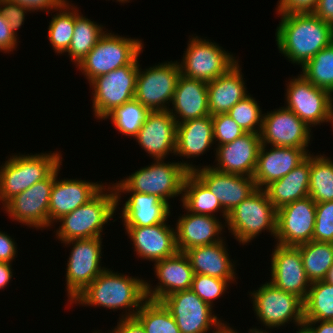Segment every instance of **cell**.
<instances>
[{
  "mask_svg": "<svg viewBox=\"0 0 333 333\" xmlns=\"http://www.w3.org/2000/svg\"><path fill=\"white\" fill-rule=\"evenodd\" d=\"M281 21L275 37L279 53L302 67L333 42V25L313 13H277Z\"/></svg>",
  "mask_w": 333,
  "mask_h": 333,
  "instance_id": "1",
  "label": "cell"
},
{
  "mask_svg": "<svg viewBox=\"0 0 333 333\" xmlns=\"http://www.w3.org/2000/svg\"><path fill=\"white\" fill-rule=\"evenodd\" d=\"M146 300L145 280L106 268L70 304L102 306L113 311L125 308L121 318H134Z\"/></svg>",
  "mask_w": 333,
  "mask_h": 333,
  "instance_id": "2",
  "label": "cell"
},
{
  "mask_svg": "<svg viewBox=\"0 0 333 333\" xmlns=\"http://www.w3.org/2000/svg\"><path fill=\"white\" fill-rule=\"evenodd\" d=\"M154 162V163H153ZM152 164L142 167L117 183L111 184L115 191H135L156 195L170 205L169 199L183 192V182L188 172L198 167L191 162H165L156 159Z\"/></svg>",
  "mask_w": 333,
  "mask_h": 333,
  "instance_id": "3",
  "label": "cell"
},
{
  "mask_svg": "<svg viewBox=\"0 0 333 333\" xmlns=\"http://www.w3.org/2000/svg\"><path fill=\"white\" fill-rule=\"evenodd\" d=\"M107 186L88 203L77 207L73 212L56 221L61 223L55 234L61 243L76 239L102 237L104 225L115 216L114 213L117 211L114 187L110 184Z\"/></svg>",
  "mask_w": 333,
  "mask_h": 333,
  "instance_id": "4",
  "label": "cell"
},
{
  "mask_svg": "<svg viewBox=\"0 0 333 333\" xmlns=\"http://www.w3.org/2000/svg\"><path fill=\"white\" fill-rule=\"evenodd\" d=\"M59 152L15 154L0 166V201L4 206L10 199L32 185L46 179L61 163Z\"/></svg>",
  "mask_w": 333,
  "mask_h": 333,
  "instance_id": "5",
  "label": "cell"
},
{
  "mask_svg": "<svg viewBox=\"0 0 333 333\" xmlns=\"http://www.w3.org/2000/svg\"><path fill=\"white\" fill-rule=\"evenodd\" d=\"M142 40L106 32L93 49L76 65L90 83L94 78L108 74L128 64H139L143 51Z\"/></svg>",
  "mask_w": 333,
  "mask_h": 333,
  "instance_id": "6",
  "label": "cell"
},
{
  "mask_svg": "<svg viewBox=\"0 0 333 333\" xmlns=\"http://www.w3.org/2000/svg\"><path fill=\"white\" fill-rule=\"evenodd\" d=\"M276 222L277 210L269 201L266 191L256 189L228 213L225 225L235 240L246 245L265 230L275 238Z\"/></svg>",
  "mask_w": 333,
  "mask_h": 333,
  "instance_id": "7",
  "label": "cell"
},
{
  "mask_svg": "<svg viewBox=\"0 0 333 333\" xmlns=\"http://www.w3.org/2000/svg\"><path fill=\"white\" fill-rule=\"evenodd\" d=\"M254 313L266 329H274L290 322L304 323L303 301L294 294L275 287L271 282L261 284L250 292Z\"/></svg>",
  "mask_w": 333,
  "mask_h": 333,
  "instance_id": "8",
  "label": "cell"
},
{
  "mask_svg": "<svg viewBox=\"0 0 333 333\" xmlns=\"http://www.w3.org/2000/svg\"><path fill=\"white\" fill-rule=\"evenodd\" d=\"M193 36L188 41L182 61L178 62L183 76L210 82L225 74L238 62V58L231 52H226L216 42Z\"/></svg>",
  "mask_w": 333,
  "mask_h": 333,
  "instance_id": "9",
  "label": "cell"
},
{
  "mask_svg": "<svg viewBox=\"0 0 333 333\" xmlns=\"http://www.w3.org/2000/svg\"><path fill=\"white\" fill-rule=\"evenodd\" d=\"M142 70L139 64L134 99L149 111L168 110L181 75L178 61H165Z\"/></svg>",
  "mask_w": 333,
  "mask_h": 333,
  "instance_id": "10",
  "label": "cell"
},
{
  "mask_svg": "<svg viewBox=\"0 0 333 333\" xmlns=\"http://www.w3.org/2000/svg\"><path fill=\"white\" fill-rule=\"evenodd\" d=\"M139 64H128L94 78L90 83L93 92V114L99 120L117 107L134 99Z\"/></svg>",
  "mask_w": 333,
  "mask_h": 333,
  "instance_id": "11",
  "label": "cell"
},
{
  "mask_svg": "<svg viewBox=\"0 0 333 333\" xmlns=\"http://www.w3.org/2000/svg\"><path fill=\"white\" fill-rule=\"evenodd\" d=\"M102 239L93 237L62 242L65 246L72 244L66 269V291L71 302L106 268L101 264Z\"/></svg>",
  "mask_w": 333,
  "mask_h": 333,
  "instance_id": "12",
  "label": "cell"
},
{
  "mask_svg": "<svg viewBox=\"0 0 333 333\" xmlns=\"http://www.w3.org/2000/svg\"><path fill=\"white\" fill-rule=\"evenodd\" d=\"M161 302L170 311L181 333H208L212 328V333H219L227 325L191 289L172 293Z\"/></svg>",
  "mask_w": 333,
  "mask_h": 333,
  "instance_id": "13",
  "label": "cell"
},
{
  "mask_svg": "<svg viewBox=\"0 0 333 333\" xmlns=\"http://www.w3.org/2000/svg\"><path fill=\"white\" fill-rule=\"evenodd\" d=\"M287 83V109L292 110L309 127L328 122L333 104V96L329 91L313 85L301 74Z\"/></svg>",
  "mask_w": 333,
  "mask_h": 333,
  "instance_id": "14",
  "label": "cell"
},
{
  "mask_svg": "<svg viewBox=\"0 0 333 333\" xmlns=\"http://www.w3.org/2000/svg\"><path fill=\"white\" fill-rule=\"evenodd\" d=\"M55 170L44 180L10 199L3 207L13 221L36 229L49 227V200Z\"/></svg>",
  "mask_w": 333,
  "mask_h": 333,
  "instance_id": "15",
  "label": "cell"
},
{
  "mask_svg": "<svg viewBox=\"0 0 333 333\" xmlns=\"http://www.w3.org/2000/svg\"><path fill=\"white\" fill-rule=\"evenodd\" d=\"M311 128L285 104L279 109L263 114L260 132L261 144L277 147L308 149Z\"/></svg>",
  "mask_w": 333,
  "mask_h": 333,
  "instance_id": "16",
  "label": "cell"
},
{
  "mask_svg": "<svg viewBox=\"0 0 333 333\" xmlns=\"http://www.w3.org/2000/svg\"><path fill=\"white\" fill-rule=\"evenodd\" d=\"M316 203L306 197L277 210L276 244L298 246L313 241Z\"/></svg>",
  "mask_w": 333,
  "mask_h": 333,
  "instance_id": "17",
  "label": "cell"
},
{
  "mask_svg": "<svg viewBox=\"0 0 333 333\" xmlns=\"http://www.w3.org/2000/svg\"><path fill=\"white\" fill-rule=\"evenodd\" d=\"M271 255V278L275 287L305 301L311 282L308 280L297 246L276 244Z\"/></svg>",
  "mask_w": 333,
  "mask_h": 333,
  "instance_id": "18",
  "label": "cell"
},
{
  "mask_svg": "<svg viewBox=\"0 0 333 333\" xmlns=\"http://www.w3.org/2000/svg\"><path fill=\"white\" fill-rule=\"evenodd\" d=\"M61 165L55 169V180L49 200V227L54 226L62 216L88 203L105 187V183L89 182L77 178L58 180Z\"/></svg>",
  "mask_w": 333,
  "mask_h": 333,
  "instance_id": "19",
  "label": "cell"
},
{
  "mask_svg": "<svg viewBox=\"0 0 333 333\" xmlns=\"http://www.w3.org/2000/svg\"><path fill=\"white\" fill-rule=\"evenodd\" d=\"M193 173L219 200L223 209L230 213L257 189L252 176L221 173L208 166H197Z\"/></svg>",
  "mask_w": 333,
  "mask_h": 333,
  "instance_id": "20",
  "label": "cell"
},
{
  "mask_svg": "<svg viewBox=\"0 0 333 333\" xmlns=\"http://www.w3.org/2000/svg\"><path fill=\"white\" fill-rule=\"evenodd\" d=\"M176 128L177 123L168 110L149 111L134 139L148 156L165 160L170 153L175 155Z\"/></svg>",
  "mask_w": 333,
  "mask_h": 333,
  "instance_id": "21",
  "label": "cell"
},
{
  "mask_svg": "<svg viewBox=\"0 0 333 333\" xmlns=\"http://www.w3.org/2000/svg\"><path fill=\"white\" fill-rule=\"evenodd\" d=\"M155 275L159 283L152 285L145 280V293L149 300L162 301L166 296L189 290L194 278V271L189 258L184 252H177L154 263Z\"/></svg>",
  "mask_w": 333,
  "mask_h": 333,
  "instance_id": "22",
  "label": "cell"
},
{
  "mask_svg": "<svg viewBox=\"0 0 333 333\" xmlns=\"http://www.w3.org/2000/svg\"><path fill=\"white\" fill-rule=\"evenodd\" d=\"M260 146V134L245 133L232 142L216 146V165L211 167L221 173L253 177Z\"/></svg>",
  "mask_w": 333,
  "mask_h": 333,
  "instance_id": "23",
  "label": "cell"
},
{
  "mask_svg": "<svg viewBox=\"0 0 333 333\" xmlns=\"http://www.w3.org/2000/svg\"><path fill=\"white\" fill-rule=\"evenodd\" d=\"M261 144L253 179L257 189H264L271 182L281 179L302 163L310 154L308 149L277 147Z\"/></svg>",
  "mask_w": 333,
  "mask_h": 333,
  "instance_id": "24",
  "label": "cell"
},
{
  "mask_svg": "<svg viewBox=\"0 0 333 333\" xmlns=\"http://www.w3.org/2000/svg\"><path fill=\"white\" fill-rule=\"evenodd\" d=\"M167 222L147 227H125L139 258L154 263L178 252L176 230Z\"/></svg>",
  "mask_w": 333,
  "mask_h": 333,
  "instance_id": "25",
  "label": "cell"
},
{
  "mask_svg": "<svg viewBox=\"0 0 333 333\" xmlns=\"http://www.w3.org/2000/svg\"><path fill=\"white\" fill-rule=\"evenodd\" d=\"M117 207L121 203V196L129 194L130 197L123 204L120 211L124 227H147L167 222L170 216V205L156 195L138 193L135 191H115ZM122 193V194H121Z\"/></svg>",
  "mask_w": 333,
  "mask_h": 333,
  "instance_id": "26",
  "label": "cell"
},
{
  "mask_svg": "<svg viewBox=\"0 0 333 333\" xmlns=\"http://www.w3.org/2000/svg\"><path fill=\"white\" fill-rule=\"evenodd\" d=\"M217 217L187 211L176 223V244L179 252L218 243L223 240L222 229L226 226Z\"/></svg>",
  "mask_w": 333,
  "mask_h": 333,
  "instance_id": "27",
  "label": "cell"
},
{
  "mask_svg": "<svg viewBox=\"0 0 333 333\" xmlns=\"http://www.w3.org/2000/svg\"><path fill=\"white\" fill-rule=\"evenodd\" d=\"M208 82L180 75L172 99V114L177 124L186 120L201 118L209 113Z\"/></svg>",
  "mask_w": 333,
  "mask_h": 333,
  "instance_id": "28",
  "label": "cell"
},
{
  "mask_svg": "<svg viewBox=\"0 0 333 333\" xmlns=\"http://www.w3.org/2000/svg\"><path fill=\"white\" fill-rule=\"evenodd\" d=\"M239 61L225 74L208 82V106L211 116L227 113L250 93L246 91Z\"/></svg>",
  "mask_w": 333,
  "mask_h": 333,
  "instance_id": "29",
  "label": "cell"
},
{
  "mask_svg": "<svg viewBox=\"0 0 333 333\" xmlns=\"http://www.w3.org/2000/svg\"><path fill=\"white\" fill-rule=\"evenodd\" d=\"M224 240L204 246H196L184 253L190 260L195 274L217 277L223 280H235V264L230 260ZM235 271V272H234Z\"/></svg>",
  "mask_w": 333,
  "mask_h": 333,
  "instance_id": "30",
  "label": "cell"
},
{
  "mask_svg": "<svg viewBox=\"0 0 333 333\" xmlns=\"http://www.w3.org/2000/svg\"><path fill=\"white\" fill-rule=\"evenodd\" d=\"M213 144L216 143L211 115L177 124L175 156L187 159L199 157L210 150Z\"/></svg>",
  "mask_w": 333,
  "mask_h": 333,
  "instance_id": "31",
  "label": "cell"
},
{
  "mask_svg": "<svg viewBox=\"0 0 333 333\" xmlns=\"http://www.w3.org/2000/svg\"><path fill=\"white\" fill-rule=\"evenodd\" d=\"M310 154L281 179L267 185L266 191L269 201L274 208H279L309 196Z\"/></svg>",
  "mask_w": 333,
  "mask_h": 333,
  "instance_id": "32",
  "label": "cell"
},
{
  "mask_svg": "<svg viewBox=\"0 0 333 333\" xmlns=\"http://www.w3.org/2000/svg\"><path fill=\"white\" fill-rule=\"evenodd\" d=\"M180 198L182 207L186 211L213 217L216 216L215 213L220 211L225 220L224 223H226L228 213L208 187L193 172L187 173Z\"/></svg>",
  "mask_w": 333,
  "mask_h": 333,
  "instance_id": "33",
  "label": "cell"
},
{
  "mask_svg": "<svg viewBox=\"0 0 333 333\" xmlns=\"http://www.w3.org/2000/svg\"><path fill=\"white\" fill-rule=\"evenodd\" d=\"M103 25L91 21L77 10L75 6V27L71 44L66 51L71 62L78 65L84 57L98 43L99 39L106 33Z\"/></svg>",
  "mask_w": 333,
  "mask_h": 333,
  "instance_id": "34",
  "label": "cell"
},
{
  "mask_svg": "<svg viewBox=\"0 0 333 333\" xmlns=\"http://www.w3.org/2000/svg\"><path fill=\"white\" fill-rule=\"evenodd\" d=\"M297 247L308 280L311 283L325 280L333 264V243L310 241Z\"/></svg>",
  "mask_w": 333,
  "mask_h": 333,
  "instance_id": "35",
  "label": "cell"
},
{
  "mask_svg": "<svg viewBox=\"0 0 333 333\" xmlns=\"http://www.w3.org/2000/svg\"><path fill=\"white\" fill-rule=\"evenodd\" d=\"M309 197L315 203L333 201V161L310 153Z\"/></svg>",
  "mask_w": 333,
  "mask_h": 333,
  "instance_id": "36",
  "label": "cell"
},
{
  "mask_svg": "<svg viewBox=\"0 0 333 333\" xmlns=\"http://www.w3.org/2000/svg\"><path fill=\"white\" fill-rule=\"evenodd\" d=\"M49 22L48 40L55 53H66L74 34L75 6L67 0L56 10Z\"/></svg>",
  "mask_w": 333,
  "mask_h": 333,
  "instance_id": "37",
  "label": "cell"
},
{
  "mask_svg": "<svg viewBox=\"0 0 333 333\" xmlns=\"http://www.w3.org/2000/svg\"><path fill=\"white\" fill-rule=\"evenodd\" d=\"M135 318L146 333H181L170 311L160 301L147 299Z\"/></svg>",
  "mask_w": 333,
  "mask_h": 333,
  "instance_id": "38",
  "label": "cell"
},
{
  "mask_svg": "<svg viewBox=\"0 0 333 333\" xmlns=\"http://www.w3.org/2000/svg\"><path fill=\"white\" fill-rule=\"evenodd\" d=\"M303 306L304 320H333V285L324 280L311 283Z\"/></svg>",
  "mask_w": 333,
  "mask_h": 333,
  "instance_id": "39",
  "label": "cell"
},
{
  "mask_svg": "<svg viewBox=\"0 0 333 333\" xmlns=\"http://www.w3.org/2000/svg\"><path fill=\"white\" fill-rule=\"evenodd\" d=\"M301 75L313 85L333 95V42L302 67Z\"/></svg>",
  "mask_w": 333,
  "mask_h": 333,
  "instance_id": "40",
  "label": "cell"
},
{
  "mask_svg": "<svg viewBox=\"0 0 333 333\" xmlns=\"http://www.w3.org/2000/svg\"><path fill=\"white\" fill-rule=\"evenodd\" d=\"M148 112L145 106L132 99L117 107L105 119H111L115 129L122 135L134 137L144 124Z\"/></svg>",
  "mask_w": 333,
  "mask_h": 333,
  "instance_id": "41",
  "label": "cell"
},
{
  "mask_svg": "<svg viewBox=\"0 0 333 333\" xmlns=\"http://www.w3.org/2000/svg\"><path fill=\"white\" fill-rule=\"evenodd\" d=\"M251 96L252 95H248L243 100L239 101L227 112V115L246 133L260 134L263 114L258 102Z\"/></svg>",
  "mask_w": 333,
  "mask_h": 333,
  "instance_id": "42",
  "label": "cell"
},
{
  "mask_svg": "<svg viewBox=\"0 0 333 333\" xmlns=\"http://www.w3.org/2000/svg\"><path fill=\"white\" fill-rule=\"evenodd\" d=\"M233 281L236 280H223L217 277L195 274L190 289L213 308V301L224 295V292L228 289L227 287L234 283Z\"/></svg>",
  "mask_w": 333,
  "mask_h": 333,
  "instance_id": "43",
  "label": "cell"
},
{
  "mask_svg": "<svg viewBox=\"0 0 333 333\" xmlns=\"http://www.w3.org/2000/svg\"><path fill=\"white\" fill-rule=\"evenodd\" d=\"M313 241L333 243V201L316 203Z\"/></svg>",
  "mask_w": 333,
  "mask_h": 333,
  "instance_id": "44",
  "label": "cell"
},
{
  "mask_svg": "<svg viewBox=\"0 0 333 333\" xmlns=\"http://www.w3.org/2000/svg\"><path fill=\"white\" fill-rule=\"evenodd\" d=\"M212 124L215 146L232 142L246 133L227 113L213 115Z\"/></svg>",
  "mask_w": 333,
  "mask_h": 333,
  "instance_id": "45",
  "label": "cell"
},
{
  "mask_svg": "<svg viewBox=\"0 0 333 333\" xmlns=\"http://www.w3.org/2000/svg\"><path fill=\"white\" fill-rule=\"evenodd\" d=\"M0 11L15 36L16 31L24 24L25 14L31 13L27 7L9 0H0Z\"/></svg>",
  "mask_w": 333,
  "mask_h": 333,
  "instance_id": "46",
  "label": "cell"
},
{
  "mask_svg": "<svg viewBox=\"0 0 333 333\" xmlns=\"http://www.w3.org/2000/svg\"><path fill=\"white\" fill-rule=\"evenodd\" d=\"M318 0H278L277 13H312Z\"/></svg>",
  "mask_w": 333,
  "mask_h": 333,
  "instance_id": "47",
  "label": "cell"
},
{
  "mask_svg": "<svg viewBox=\"0 0 333 333\" xmlns=\"http://www.w3.org/2000/svg\"><path fill=\"white\" fill-rule=\"evenodd\" d=\"M12 32L6 20L3 18L0 11V51L3 53H10L14 51L18 46L19 40Z\"/></svg>",
  "mask_w": 333,
  "mask_h": 333,
  "instance_id": "48",
  "label": "cell"
},
{
  "mask_svg": "<svg viewBox=\"0 0 333 333\" xmlns=\"http://www.w3.org/2000/svg\"><path fill=\"white\" fill-rule=\"evenodd\" d=\"M12 2L19 3L27 7L32 12L35 11H45L49 14V11L56 10L66 1V0H9Z\"/></svg>",
  "mask_w": 333,
  "mask_h": 333,
  "instance_id": "49",
  "label": "cell"
},
{
  "mask_svg": "<svg viewBox=\"0 0 333 333\" xmlns=\"http://www.w3.org/2000/svg\"><path fill=\"white\" fill-rule=\"evenodd\" d=\"M16 242L7 233L0 231V262L13 263L17 255Z\"/></svg>",
  "mask_w": 333,
  "mask_h": 333,
  "instance_id": "50",
  "label": "cell"
},
{
  "mask_svg": "<svg viewBox=\"0 0 333 333\" xmlns=\"http://www.w3.org/2000/svg\"><path fill=\"white\" fill-rule=\"evenodd\" d=\"M117 326L108 333H146L141 323L134 318H119Z\"/></svg>",
  "mask_w": 333,
  "mask_h": 333,
  "instance_id": "51",
  "label": "cell"
},
{
  "mask_svg": "<svg viewBox=\"0 0 333 333\" xmlns=\"http://www.w3.org/2000/svg\"><path fill=\"white\" fill-rule=\"evenodd\" d=\"M312 13L321 20L333 25V0H318Z\"/></svg>",
  "mask_w": 333,
  "mask_h": 333,
  "instance_id": "52",
  "label": "cell"
},
{
  "mask_svg": "<svg viewBox=\"0 0 333 333\" xmlns=\"http://www.w3.org/2000/svg\"><path fill=\"white\" fill-rule=\"evenodd\" d=\"M304 323L312 333H333V320H304Z\"/></svg>",
  "mask_w": 333,
  "mask_h": 333,
  "instance_id": "53",
  "label": "cell"
},
{
  "mask_svg": "<svg viewBox=\"0 0 333 333\" xmlns=\"http://www.w3.org/2000/svg\"><path fill=\"white\" fill-rule=\"evenodd\" d=\"M12 263L0 262V290L4 289L13 277Z\"/></svg>",
  "mask_w": 333,
  "mask_h": 333,
  "instance_id": "54",
  "label": "cell"
},
{
  "mask_svg": "<svg viewBox=\"0 0 333 333\" xmlns=\"http://www.w3.org/2000/svg\"><path fill=\"white\" fill-rule=\"evenodd\" d=\"M297 329L299 331H296V333H312L310 328L305 323L298 325Z\"/></svg>",
  "mask_w": 333,
  "mask_h": 333,
  "instance_id": "55",
  "label": "cell"
},
{
  "mask_svg": "<svg viewBox=\"0 0 333 333\" xmlns=\"http://www.w3.org/2000/svg\"><path fill=\"white\" fill-rule=\"evenodd\" d=\"M327 283L333 285V264L332 266L330 267L329 271H328V274L325 278V280Z\"/></svg>",
  "mask_w": 333,
  "mask_h": 333,
  "instance_id": "56",
  "label": "cell"
},
{
  "mask_svg": "<svg viewBox=\"0 0 333 333\" xmlns=\"http://www.w3.org/2000/svg\"><path fill=\"white\" fill-rule=\"evenodd\" d=\"M219 333H239V332L234 330L232 327H230L227 324Z\"/></svg>",
  "mask_w": 333,
  "mask_h": 333,
  "instance_id": "57",
  "label": "cell"
},
{
  "mask_svg": "<svg viewBox=\"0 0 333 333\" xmlns=\"http://www.w3.org/2000/svg\"><path fill=\"white\" fill-rule=\"evenodd\" d=\"M262 329V326H261V328L259 329H256V327H255V329L254 328H250L249 329V331H248V333H270L268 330L266 331V330H261Z\"/></svg>",
  "mask_w": 333,
  "mask_h": 333,
  "instance_id": "58",
  "label": "cell"
},
{
  "mask_svg": "<svg viewBox=\"0 0 333 333\" xmlns=\"http://www.w3.org/2000/svg\"><path fill=\"white\" fill-rule=\"evenodd\" d=\"M328 123L333 124V104H332V106L330 108Z\"/></svg>",
  "mask_w": 333,
  "mask_h": 333,
  "instance_id": "59",
  "label": "cell"
},
{
  "mask_svg": "<svg viewBox=\"0 0 333 333\" xmlns=\"http://www.w3.org/2000/svg\"><path fill=\"white\" fill-rule=\"evenodd\" d=\"M118 1L121 2V3H123V4L127 3V2H130V0H117L116 2H118Z\"/></svg>",
  "mask_w": 333,
  "mask_h": 333,
  "instance_id": "60",
  "label": "cell"
},
{
  "mask_svg": "<svg viewBox=\"0 0 333 333\" xmlns=\"http://www.w3.org/2000/svg\"><path fill=\"white\" fill-rule=\"evenodd\" d=\"M93 333H101V332H100V330H98V331L96 330V331H95V332H93ZM102 333H103V332H102Z\"/></svg>",
  "mask_w": 333,
  "mask_h": 333,
  "instance_id": "61",
  "label": "cell"
}]
</instances>
